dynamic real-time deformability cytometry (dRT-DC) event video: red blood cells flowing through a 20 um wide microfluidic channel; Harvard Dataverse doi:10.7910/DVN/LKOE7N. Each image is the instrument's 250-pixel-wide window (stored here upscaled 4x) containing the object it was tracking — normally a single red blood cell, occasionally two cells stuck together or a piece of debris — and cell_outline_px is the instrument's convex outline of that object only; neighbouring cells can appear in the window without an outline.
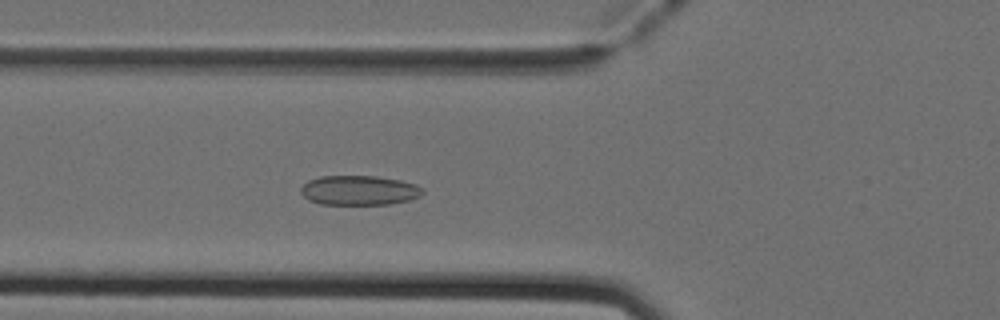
{"species": "Egyptian fruit bat (a non-hibernating species)", "species_latin": "Rousettus aegyptiacus", "temperature_condition": "cold", "stored_images_in_passage": 42, "segment_of_instrument_passage": [1, 2], "camera_frame_rate_fps": 3000, "um_per_image_px": 0.085, "animal": {"sex": "female"}, "frame": {"image": 1, "passage_image": 9, "time_ms": 2.667, "image_size_px": [1000, 320], "cell_outline_px": [[424, 192], [420, 196], [408, 200], [388, 204], [320, 204], [308, 200], [300, 192], [300, 188], [308, 180], [320, 176], [376, 176], [400, 180], [416, 184], [424, 188]], "centroid_in_image_um": [30.52, 16.17], "position_along_channel_um": 95.3, "area_um2": 21.1}}
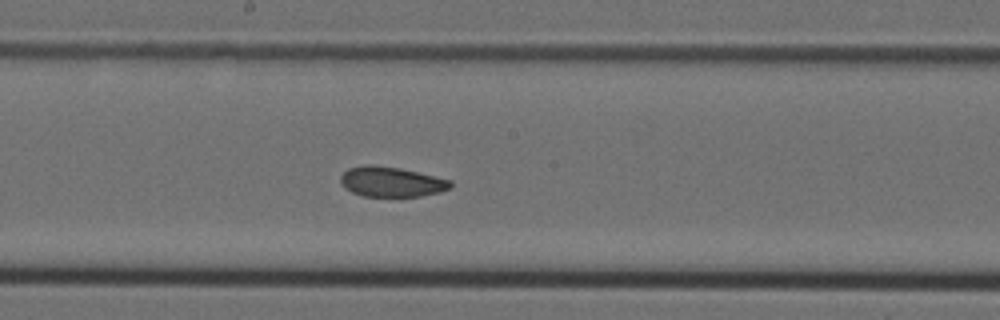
{"frame": {"image": 2, "passage_image": 18, "time_ms": 5.667, "image_size_px": [1000, 320], "cell_outline_px": [[452, 188], [440, 192], [420, 196], [364, 196], [352, 192], [344, 188], [340, 184], [340, 176], [348, 168], [364, 164], [372, 164], [400, 168], [452, 180]], "centroid_in_image_um": [33.25, 15.44], "position_along_channel_um": 214.9, "area_um2": 19.42}}
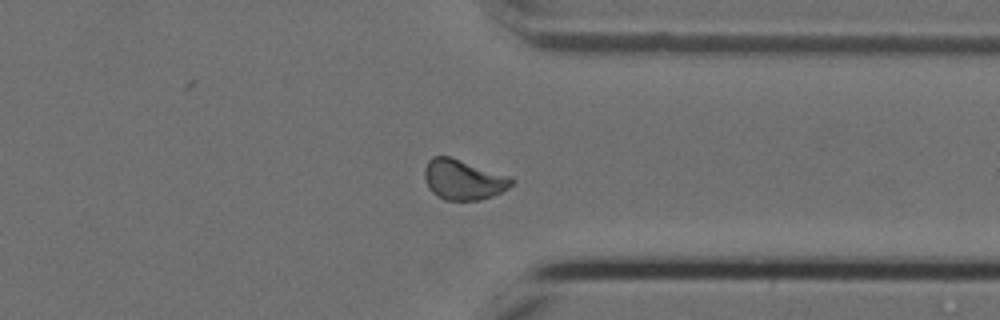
{"frame": {"image": 3, "passage_image": 30, "time_ms": 9.667, "image_size_px": [1000, 320], "cell_outline_px": [[516, 180], [508, 188], [492, 196], [480, 200], [444, 200], [436, 196], [428, 188], [424, 176], [424, 168], [428, 160], [432, 156], [448, 156], [508, 176]], "centroid_in_image_um": [39.34, 15.28], "position_along_channel_um": 372.1, "area_um2": 20.23}}